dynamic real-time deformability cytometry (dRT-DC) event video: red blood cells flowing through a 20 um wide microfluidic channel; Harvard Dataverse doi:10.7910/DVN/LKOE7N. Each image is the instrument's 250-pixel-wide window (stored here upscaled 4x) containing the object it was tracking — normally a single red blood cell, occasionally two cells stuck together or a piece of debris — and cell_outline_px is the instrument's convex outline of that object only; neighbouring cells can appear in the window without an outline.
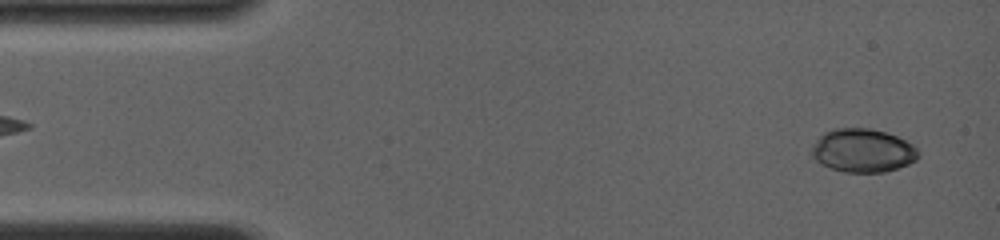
{"species": "common noctule bat (a hibernating species)", "species_latin": "Nyctalus noctula", "temperature_condition": "room temperature", "stored_images_in_passage": 45, "camera_frame_rate_fps": 4000, "um_per_image_px": 0.085, "animal": {"sex": "female", "body_mass_g": 19.0, "forearm_length_mm": 56.7}, "frame": {"image": 1, "passage_image": 2, "time_ms": 0.25, "image_size_px": [1000, 240], "cell_outline_px": [[920, 156], [916, 160], [908, 164], [884, 172], [844, 172], [820, 164], [808, 152], [812, 144], [824, 132], [832, 128], [868, 128], [884, 132], [896, 136], [912, 144], [920, 152]], "centroid_in_image_um": [73.3, 12.79], "position_along_channel_um": 11.7, "area_um2": 27.17}}
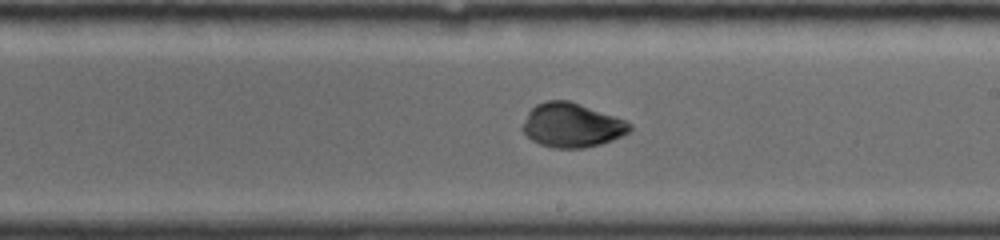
{"frame": {"image": 2, "passage_image": 25, "time_ms": 8.5, "image_size_px": [1000, 240], "cell_outline_px": [[632, 128], [628, 132], [612, 140], [600, 144], [584, 148], [552, 148], [540, 144], [532, 140], [520, 128], [528, 112], [536, 104], [548, 100], [568, 100], [580, 104], [624, 120], [632, 124]], "centroid_in_image_um": [48.57, 10.65], "position_along_channel_um": 240.4, "area_um2": 27.4}}
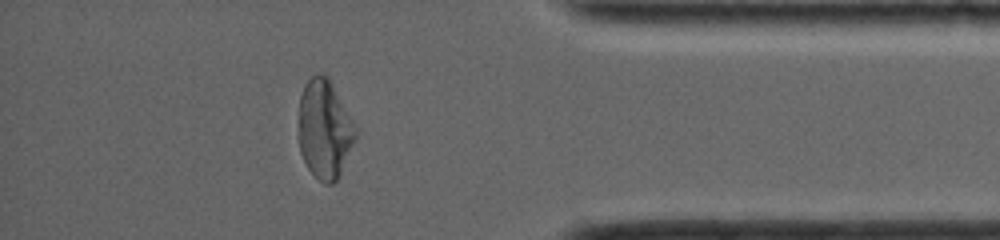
{"frame": {"image": 3, "passage_image": 45, "time_ms": 13.0, "image_size_px": [1000, 240], "cell_outline_px": [[356, 136], [340, 172], [336, 180], [332, 184], [324, 184], [308, 168], [300, 152], [296, 136], [300, 96], [304, 84], [312, 76], [320, 72], [328, 76], [352, 120], [356, 128]], "centroid_in_image_um": [27.52, 10.95], "position_along_channel_um": 407.7, "area_um2": 32.83}, "authors_computed_cell_mechanics": {"area_um2": 27.5128, "velocity_mm_per_s": 4.0327, "shape_relaxation_time_tau1_ms": 5.9755, "shape_relaxation_time_tau2_ms": 2.6184, "deformation_change_tau1": 0.2184, "deformation_change_tau2": 0.0514}}